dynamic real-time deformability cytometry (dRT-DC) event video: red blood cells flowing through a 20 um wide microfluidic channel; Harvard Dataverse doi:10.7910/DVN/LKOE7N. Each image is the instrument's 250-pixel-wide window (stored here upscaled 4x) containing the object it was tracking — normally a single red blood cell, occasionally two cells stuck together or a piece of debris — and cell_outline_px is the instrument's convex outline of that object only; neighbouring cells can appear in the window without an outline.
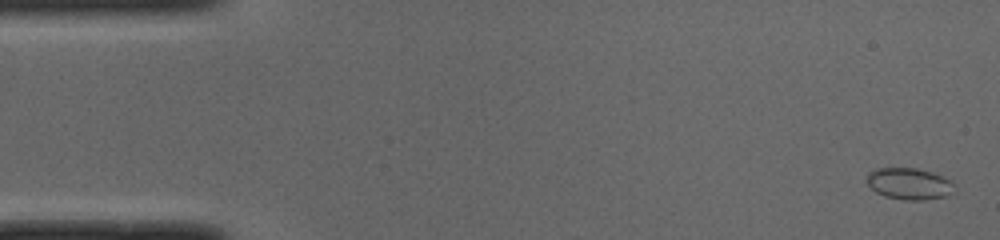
{"species": "common noctule bat (a hibernating species)", "species_latin": "Nyctalus noctula", "temperature_condition": "cold", "stored_images_in_passage": 52, "camera_frame_rate_fps": 3000, "um_per_image_px": 0.085, "animal": {"sex": "male", "body_mass_g": 19.0, "forearm_length_mm": 50.8}, "frame": {"image": 1, "passage_image": 2, "time_ms": 0.333, "image_size_px": [1000, 240], "cell_outline_px": [[956, 192], [944, 196], [920, 200], [904, 200], [884, 196], [876, 192], [868, 184], [868, 172], [876, 168], [916, 168], [932, 172], [948, 180], [952, 184]], "centroid_in_image_um": [77.26, 15.62], "position_along_channel_um": 7.7, "area_um2": 15.9}}
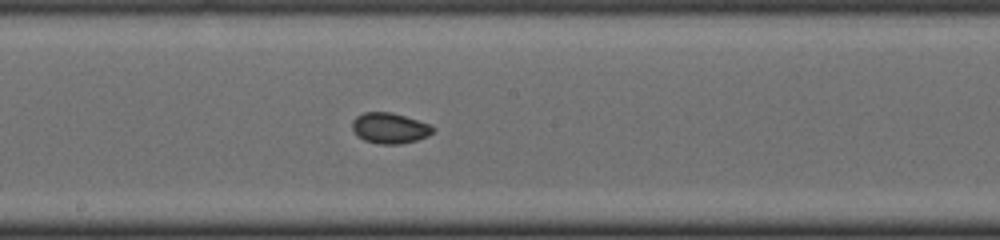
{"frame": {"image": 2, "passage_image": 27, "time_ms": 8.667, "image_size_px": [1000, 240], "cell_outline_px": [[436, 128], [428, 136], [416, 140], [400, 144], [380, 144], [364, 140], [356, 136], [352, 128], [352, 120], [356, 116], [364, 112], [392, 112], [432, 124]], "centroid_in_image_um": [33.13, 10.88], "position_along_channel_um": 215.1, "area_um2": 14.62}}
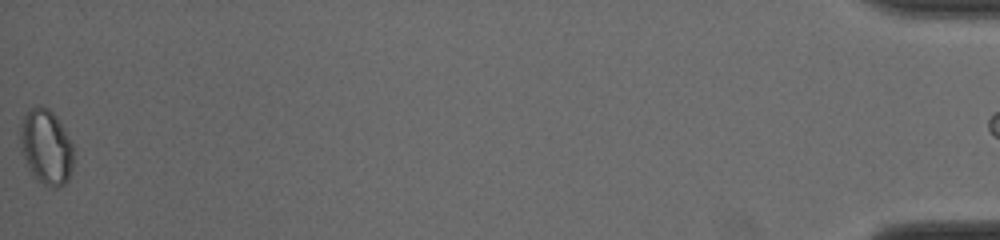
{"frame": {"image": 3, "passage_image": 51, "time_ms": 16.667, "image_size_px": [1000, 240], "cell_outline_px": [[72, 168], [68, 180], [60, 188], [48, 188], [28, 168], [20, 152], [20, 128], [24, 116], [32, 108], [40, 104], [48, 108], [56, 116], [72, 144]], "centroid_in_image_um": [3.91, 12.5], "position_along_channel_um": 431.3, "area_um2": 23.18}, "authors_computed_cell_mechanics": {"area_um2": 14.6812, "velocity_mm_per_s": 3.9803, "shape_relaxation_time_tau1_ms": 2.0128, "shape_relaxation_time_tau2_ms": 2.4563, "deformation_change_tau1": 0.0538, "deformation_change_tau2": 0.041}}